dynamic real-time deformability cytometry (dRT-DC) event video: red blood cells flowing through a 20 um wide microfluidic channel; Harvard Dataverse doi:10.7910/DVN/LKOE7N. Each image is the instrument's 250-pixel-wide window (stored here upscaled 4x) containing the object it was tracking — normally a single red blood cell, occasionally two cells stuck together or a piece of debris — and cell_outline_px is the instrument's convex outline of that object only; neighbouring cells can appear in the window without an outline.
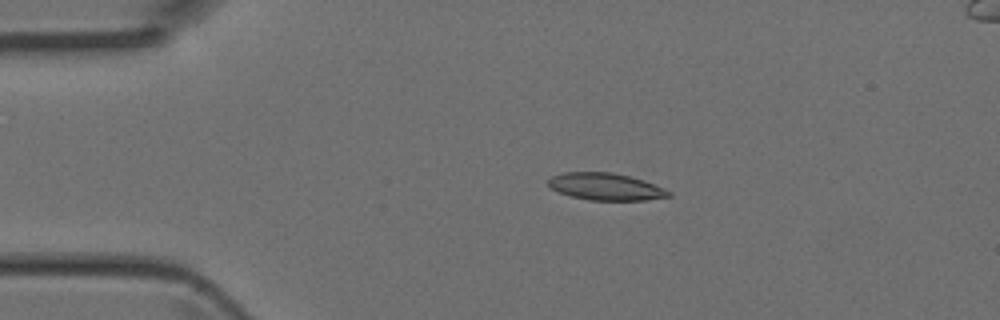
{"species": "Egyptian fruit bat (a non-hibernating species)", "species_latin": "Rousettus aegyptiacus", "temperature_condition": "room temperature", "stored_images_in_passage": 4, "camera_frame_rate_fps": 3000, "um_per_image_px": 0.085, "animal": {"sex": "female"}, "frame": {"image": 1, "passage_image": 3, "time_ms": 0.667, "image_size_px": [1000, 320], "cell_outline_px": [[672, 196], [644, 200], [588, 200], [572, 196], [560, 192], [552, 188], [548, 184], [548, 180], [552, 176], [564, 172], [612, 172], [644, 180], [672, 192]], "centroid_in_image_um": [51.5, 15.86], "position_along_channel_um": 33.5, "area_um2": 18.84}}